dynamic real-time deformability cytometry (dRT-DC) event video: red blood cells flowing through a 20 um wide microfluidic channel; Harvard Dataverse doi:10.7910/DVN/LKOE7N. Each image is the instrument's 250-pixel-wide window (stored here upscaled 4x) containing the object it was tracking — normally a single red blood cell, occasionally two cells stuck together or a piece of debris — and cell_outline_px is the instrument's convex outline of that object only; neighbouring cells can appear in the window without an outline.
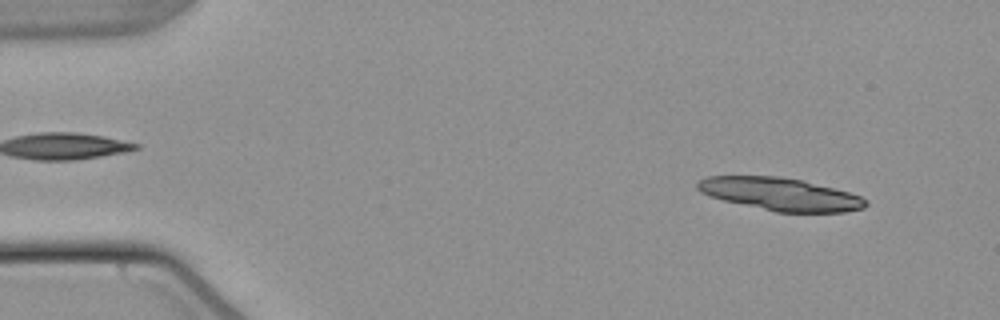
{"species": "common noctule bat (a hibernating species)", "species_latin": "Nyctalus noctula", "temperature_condition": "warm", "stored_images_in_passage": 18, "camera_frame_rate_fps": 3000, "um_per_image_px": 0.085, "animal": {"sex": "male", "body_mass_g": 21.5, "forearm_length_mm": 52.0}, "frame": {"image": 1, "passage_image": 4, "time_ms": 1.0, "image_size_px": [1000, 320], "cell_outline_px": [[868, 204], [864, 208], [844, 212], [776, 212], [724, 200], [700, 192], [696, 188], [696, 184], [700, 180], [708, 176], [780, 176], [804, 180], [848, 192], [860, 196], [868, 200]], "centroid_in_image_um": [66.35, 16.5], "position_along_channel_um": 18.7, "area_um2": 31.96}}
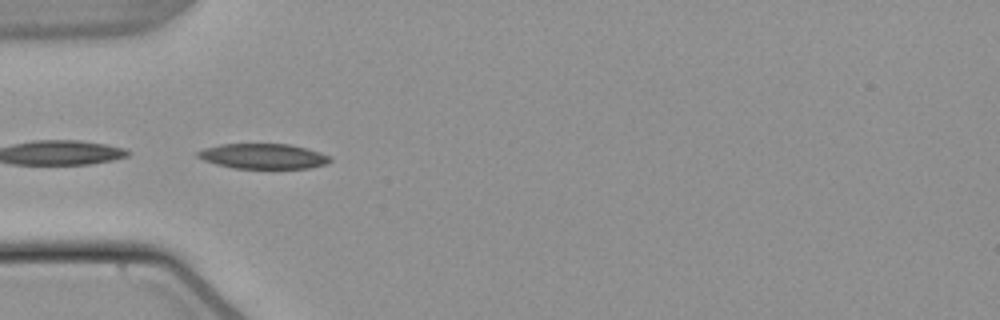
{"frame": {"image": 2, "passage_image": 16, "time_ms": 5.0, "image_size_px": [1000, 320], "cell_outline_px": [[332, 160], [328, 164], [308, 168], [232, 168], [216, 164], [204, 160], [196, 156], [196, 152], [204, 148], [220, 144], [288, 144], [320, 152], [332, 156]], "centroid_in_image_um": [22.38, 13.28], "position_along_channel_um": 62.6, "area_um2": 19.42}}